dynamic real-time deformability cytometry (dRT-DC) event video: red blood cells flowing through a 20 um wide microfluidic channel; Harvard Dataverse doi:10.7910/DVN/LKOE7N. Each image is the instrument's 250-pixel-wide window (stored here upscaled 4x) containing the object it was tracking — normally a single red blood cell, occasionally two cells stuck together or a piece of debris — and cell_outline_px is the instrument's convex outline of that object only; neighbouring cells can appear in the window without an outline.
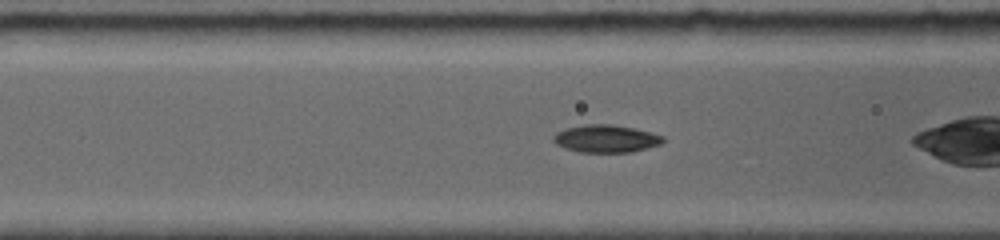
{"species": "common noctule bat (a hibernating species)", "species_latin": "Nyctalus noctula", "temperature_condition": "room temperature", "stored_images_in_passage": 57, "camera_frame_rate_fps": 5000, "um_per_image_px": 0.085, "animal": {"sex": "female", "body_mass_g": 19.0, "forearm_length_mm": 56.7}, "frame": {"image": 1, "passage_image": 13, "time_ms": 1.8, "image_size_px": [1000, 240], "cell_outline_px": [[664, 140], [660, 144], [632, 152], [580, 152], [556, 144], [552, 140], [552, 136], [556, 132], [564, 128], [584, 124], [612, 124], [636, 128], [664, 136]], "centroid_in_image_um": [51.49, 11.77], "position_along_channel_um": 115.1, "area_um2": 17.69}}
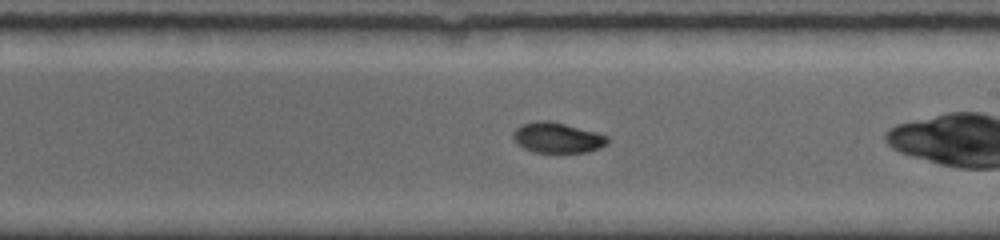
{"frame": {"image": 2, "passage_image": 35, "time_ms": 5.0, "image_size_px": [1000, 240], "cell_outline_px": [[608, 144], [600, 148], [588, 152], [560, 156], [532, 152], [516, 144], [512, 140], [512, 132], [520, 124], [536, 120], [552, 120], [596, 132], [608, 136]], "centroid_in_image_um": [47.34, 11.75], "position_along_channel_um": 241.7, "area_um2": 17.92}}
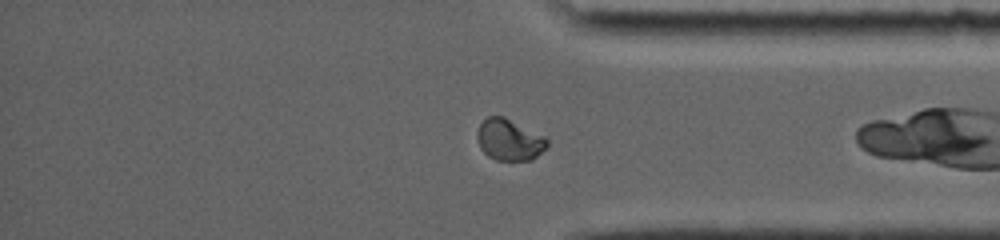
{"frame": {"image": 3, "passage_image": 51, "time_ms": 8.8, "image_size_px": [1000, 240], "cell_outline_px": [[548, 148], [532, 160], [496, 160], [488, 156], [480, 148], [476, 136], [476, 132], [480, 124], [488, 116], [504, 116], [544, 136], [548, 140]], "centroid_in_image_um": [43.3, 11.89], "position_along_channel_um": 391.9, "area_um2": 16.99}}